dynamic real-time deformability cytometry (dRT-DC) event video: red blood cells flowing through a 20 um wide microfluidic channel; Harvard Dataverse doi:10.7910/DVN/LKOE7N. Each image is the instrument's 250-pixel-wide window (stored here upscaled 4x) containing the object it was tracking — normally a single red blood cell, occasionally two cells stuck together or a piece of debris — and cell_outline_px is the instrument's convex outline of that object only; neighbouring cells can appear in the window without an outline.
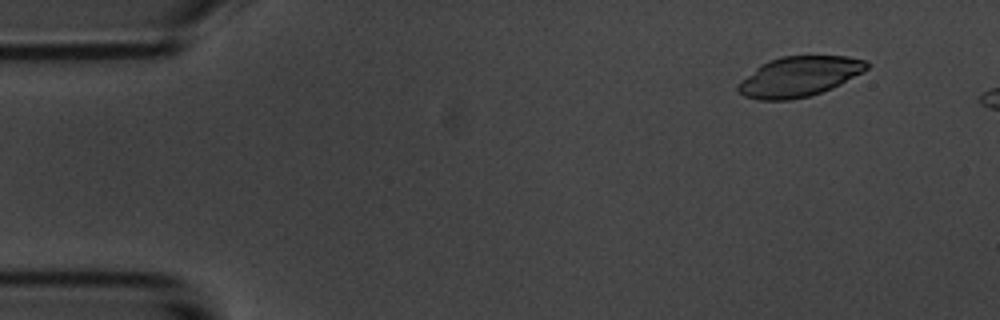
{"species": "common noctule bat (a hibernating species)", "species_latin": "Nyctalus noctula", "temperature_condition": "room temperature", "stored_images_in_passage": 3, "camera_frame_rate_fps": 3000, "um_per_image_px": 0.085, "animal": {"sex": "male", "body_mass_g": 20.1, "forearm_length_mm": 53.5}, "frame": {"image": 1, "passage_image": 2, "time_ms": 1.0, "image_size_px": [1000, 320], "cell_outline_px": [[868, 68], [840, 84], [832, 88], [808, 96], [788, 100], [760, 100], [744, 96], [736, 88], [736, 84], [760, 64], [768, 60], [780, 56], [848, 56], [868, 60]], "centroid_in_image_um": [67.89, 6.49], "position_along_channel_um": 17.1, "area_um2": 30.0}}